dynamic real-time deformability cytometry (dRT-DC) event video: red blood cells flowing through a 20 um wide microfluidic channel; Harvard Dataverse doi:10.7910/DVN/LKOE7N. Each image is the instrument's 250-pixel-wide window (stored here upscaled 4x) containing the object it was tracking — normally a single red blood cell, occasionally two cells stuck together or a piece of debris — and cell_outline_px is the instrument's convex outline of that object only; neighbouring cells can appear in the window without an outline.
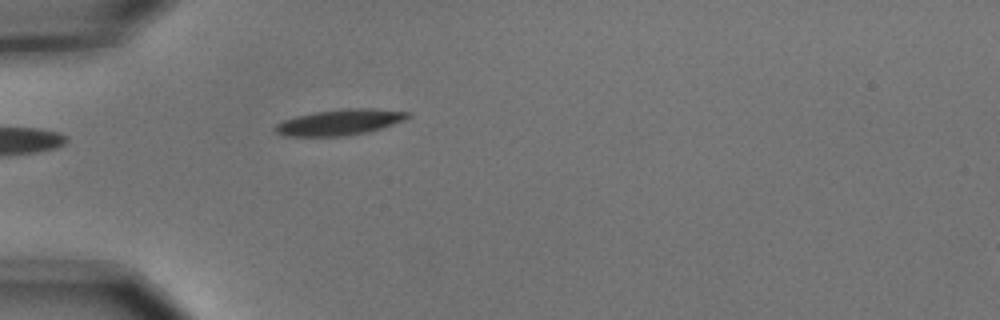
{"species": "common noctule bat (a hibernating species)", "species_latin": "Nyctalus noctula", "temperature_condition": "cold", "stored_images_in_passage": 1, "camera_frame_rate_fps": 3000, "um_per_image_px": 0.085, "animal": {"sex": "male", "body_mass_g": 15.6}, "frame": {"image": 1, "passage_image": 1, "time_ms": 0.0, "image_size_px": [1000, 320], "cell_outline_px": [[412, 116], [404, 120], [368, 132], [344, 136], [284, 136], [276, 132], [272, 128], [276, 124], [284, 120], [296, 116], [312, 112], [344, 108], [376, 108], [412, 112]], "centroid_in_image_um": [28.89, 10.38], "position_along_channel_um": 56.1, "area_um2": 20.17}}